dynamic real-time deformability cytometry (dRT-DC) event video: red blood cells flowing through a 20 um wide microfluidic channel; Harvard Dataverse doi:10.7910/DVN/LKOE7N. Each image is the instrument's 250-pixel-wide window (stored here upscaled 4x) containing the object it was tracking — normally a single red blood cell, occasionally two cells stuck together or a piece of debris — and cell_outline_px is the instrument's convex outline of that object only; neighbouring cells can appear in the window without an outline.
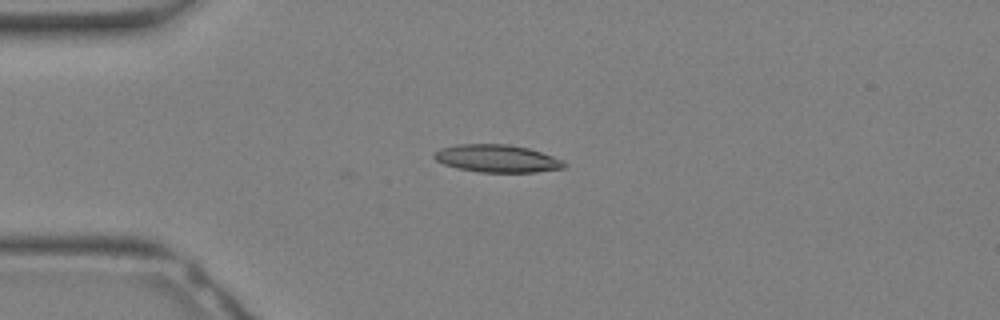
{"species": "Egyptian fruit bat (a non-hibernating species)", "species_latin": "Rousettus aegyptiacus", "temperature_condition": "warm", "stored_images_in_passage": 26, "camera_frame_rate_fps": 3000, "um_per_image_px": 0.085, "animal": {"sex": "female"}, "frame": {"image": 1, "passage_image": 4, "time_ms": 1.0, "image_size_px": [1000, 320], "cell_outline_px": [[568, 164], [564, 168], [536, 172], [480, 172], [456, 168], [444, 164], [436, 160], [432, 156], [440, 148], [456, 144], [508, 144], [528, 148], [552, 156]], "centroid_in_image_um": [42.23, 13.47], "position_along_channel_um": 42.8, "area_um2": 20.87}}
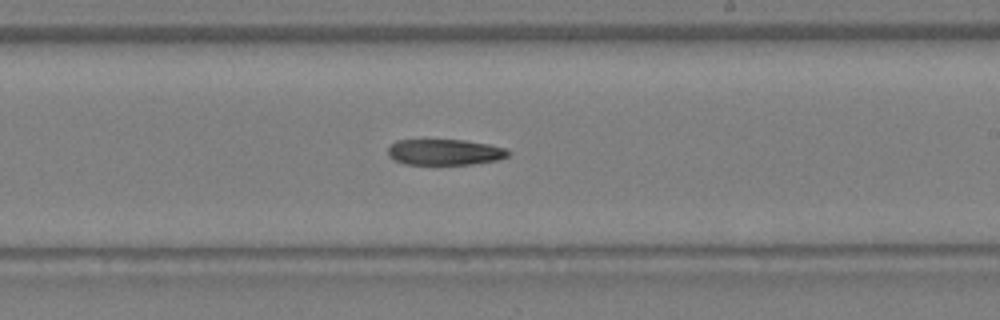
{"frame": {"image": 2, "passage_image": 15, "time_ms": 4.667, "image_size_px": [1000, 320], "cell_outline_px": [[512, 152], [508, 156], [500, 160], [472, 164], [404, 164], [392, 160], [388, 156], [388, 148], [396, 140], [464, 140], [488, 144], [504, 148]], "centroid_in_image_um": [37.8, 12.94], "position_along_channel_um": 251.2, "area_um2": 18.26}}
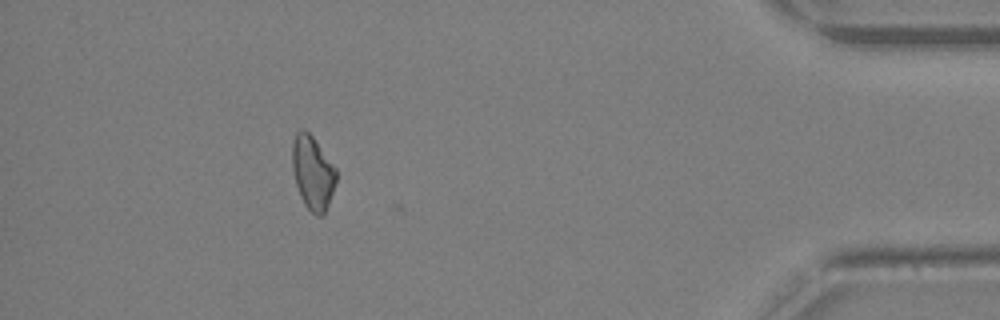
{"frame": {"image": 3, "passage_image": 25, "time_ms": 8.0, "image_size_px": [1000, 320], "cell_outline_px": [[336, 180], [324, 216], [316, 216], [304, 204], [300, 196], [296, 184], [292, 168], [292, 144], [296, 132], [300, 128], [304, 128], [312, 136], [336, 168]], "centroid_in_image_um": [26.56, 14.67], "position_along_channel_um": 408.6, "area_um2": 18.79}}